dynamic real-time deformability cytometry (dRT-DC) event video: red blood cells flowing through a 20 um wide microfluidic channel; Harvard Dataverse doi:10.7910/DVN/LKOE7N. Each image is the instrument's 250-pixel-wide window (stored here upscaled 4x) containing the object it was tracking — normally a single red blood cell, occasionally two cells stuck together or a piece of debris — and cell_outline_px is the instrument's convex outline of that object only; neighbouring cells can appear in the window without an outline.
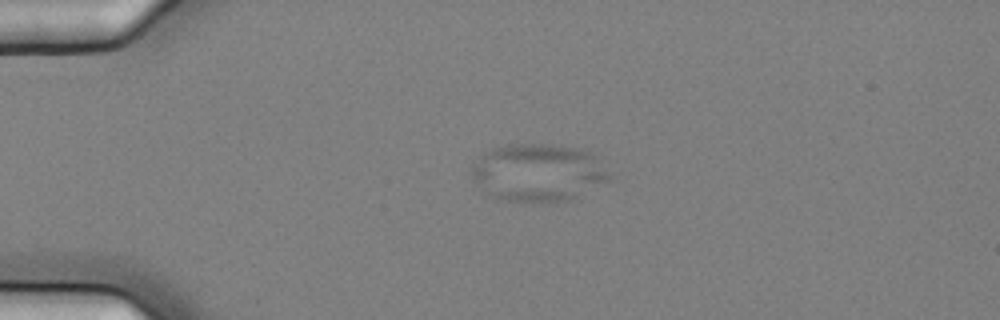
{"species": "common noctule bat (a hibernating species)", "species_latin": "Nyctalus noctula", "temperature_condition": "cold", "stored_images_in_passage": 4, "camera_frame_rate_fps": 3000, "um_per_image_px": 0.085, "animal": {"sex": "female", "body_mass_g": 25.1}, "frame": {"image": 1, "passage_image": 3, "time_ms": 0.667, "image_size_px": [1000, 320], "cell_outline_px": [[608, 180], [568, 200], [552, 204], [532, 204], [508, 200], [492, 196], [472, 176], [472, 160], [492, 148], [508, 144], [548, 144], [580, 148], [592, 152], [608, 176]], "centroid_in_image_um": [45.7, 14.67], "position_along_channel_um": 39.3, "area_um2": 46.07}}